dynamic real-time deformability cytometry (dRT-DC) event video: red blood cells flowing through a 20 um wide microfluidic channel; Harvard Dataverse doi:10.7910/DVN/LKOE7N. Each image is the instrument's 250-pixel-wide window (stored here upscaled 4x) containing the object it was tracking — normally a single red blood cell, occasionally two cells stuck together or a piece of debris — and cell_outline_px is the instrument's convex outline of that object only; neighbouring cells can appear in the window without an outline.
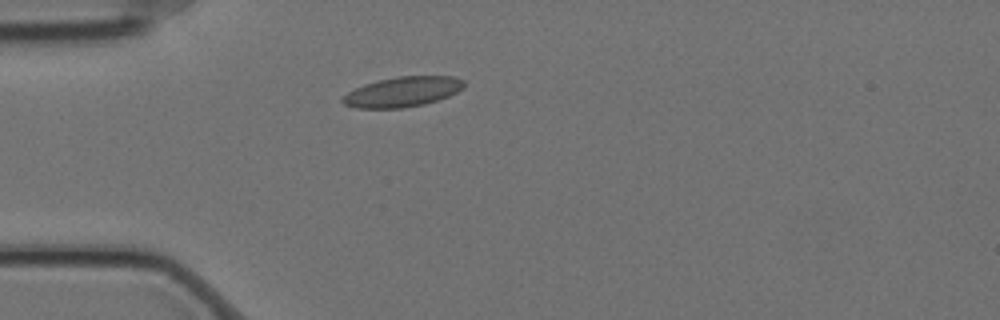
{"species": "Egyptian fruit bat (a non-hibernating species)", "species_latin": "Rousettus aegyptiacus", "temperature_condition": "cold", "stored_images_in_passage": 3, "camera_frame_rate_fps": 3000, "um_per_image_px": 0.085, "animal": {"sex": "female"}, "frame": {"image": 1, "passage_image": 2, "time_ms": 0.333, "image_size_px": [1000, 320], "cell_outline_px": [[464, 88], [448, 96], [424, 104], [400, 108], [356, 108], [344, 104], [340, 100], [348, 92], [364, 84], [396, 76], [456, 76], [464, 80]], "centroid_in_image_um": [34.23, 7.8], "position_along_channel_um": 50.8, "area_um2": 21.15}}